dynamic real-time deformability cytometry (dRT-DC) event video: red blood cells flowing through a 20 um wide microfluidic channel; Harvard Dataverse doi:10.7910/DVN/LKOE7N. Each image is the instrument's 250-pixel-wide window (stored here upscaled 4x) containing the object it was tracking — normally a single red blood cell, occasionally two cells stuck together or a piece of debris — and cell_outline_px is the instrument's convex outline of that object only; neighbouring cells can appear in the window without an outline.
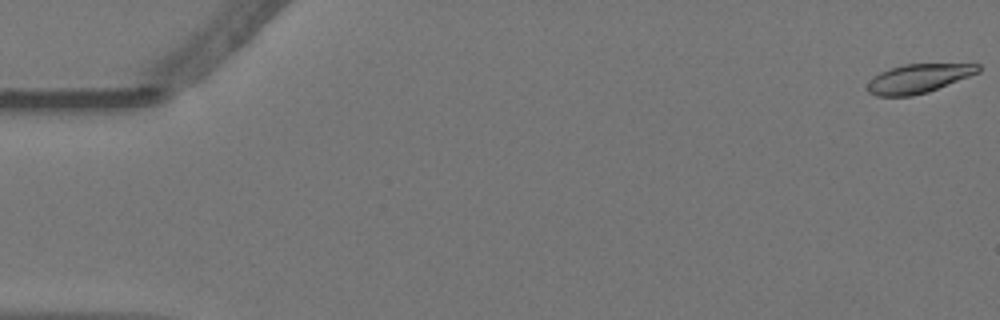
{"species": "Egyptian fruit bat (a non-hibernating species)", "species_latin": "Rousettus aegyptiacus", "temperature_condition": "warm", "stored_images_in_passage": 53, "camera_frame_rate_fps": 3000, "um_per_image_px": 0.085, "animal": {"sex": "female"}, "frame": {"image": 1, "passage_image": 1, "time_ms": 0.0, "image_size_px": [1000, 320], "cell_outline_px": [[980, 72], [928, 92], [912, 96], [876, 96], [868, 92], [868, 84], [872, 76], [880, 72], [904, 64], [980, 64]], "centroid_in_image_um": [78.05, 6.68], "position_along_channel_um": 6.9, "area_um2": 18.55}}
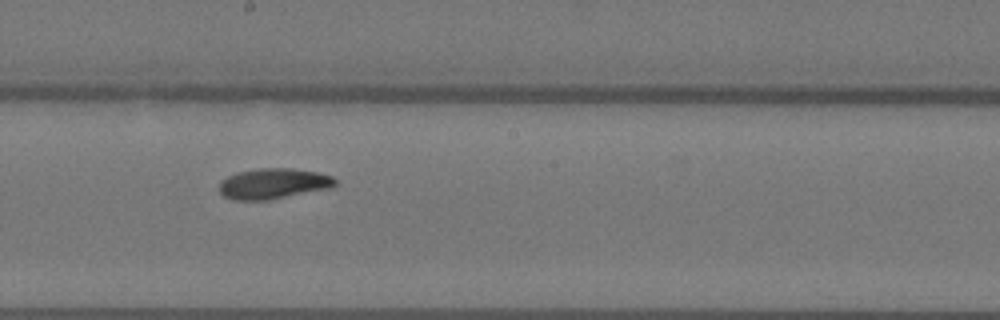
{"frame": {"image": 2, "passage_image": 32, "time_ms": 10.333, "image_size_px": [1000, 320], "cell_outline_px": [[336, 184], [332, 188], [268, 200], [232, 200], [224, 196], [220, 192], [220, 180], [236, 172], [256, 168], [292, 168], [316, 172], [332, 176], [336, 180]], "centroid_in_image_um": [23.23, 15.6], "position_along_channel_um": 225.0, "area_um2": 20.81}}
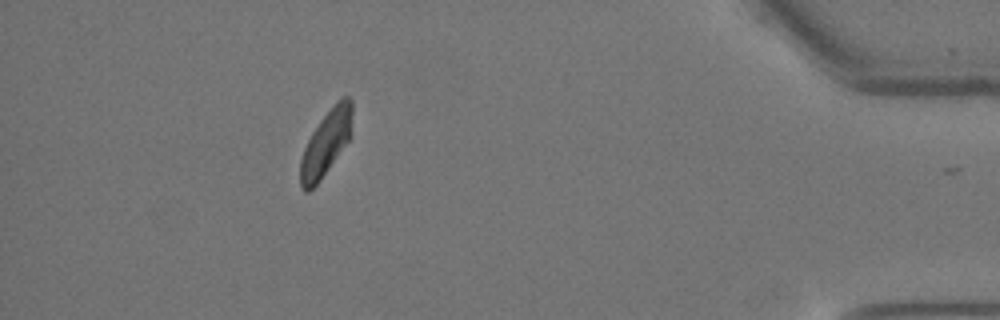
{"frame": {"image": 3, "passage_image": 52, "time_ms": 17.0, "image_size_px": [1000, 320], "cell_outline_px": [[352, 112], [348, 140], [320, 180], [308, 192], [304, 192], [300, 188], [300, 160], [304, 148], [312, 132], [320, 120], [344, 96], [348, 96], [352, 100]], "centroid_in_image_um": [27.66, 12.21], "position_along_channel_um": 407.5, "area_um2": 19.02}, "authors_computed_cell_mechanics": {"area_um2": 20.23, "velocity_mm_per_s": 3.5459, "shape_relaxation_time_tau1_ms": 8.1574, "shape_relaxation_time_tau2_ms": null, "deformation_change_tau1": 0.2177, "deformation_change_tau2": null}}